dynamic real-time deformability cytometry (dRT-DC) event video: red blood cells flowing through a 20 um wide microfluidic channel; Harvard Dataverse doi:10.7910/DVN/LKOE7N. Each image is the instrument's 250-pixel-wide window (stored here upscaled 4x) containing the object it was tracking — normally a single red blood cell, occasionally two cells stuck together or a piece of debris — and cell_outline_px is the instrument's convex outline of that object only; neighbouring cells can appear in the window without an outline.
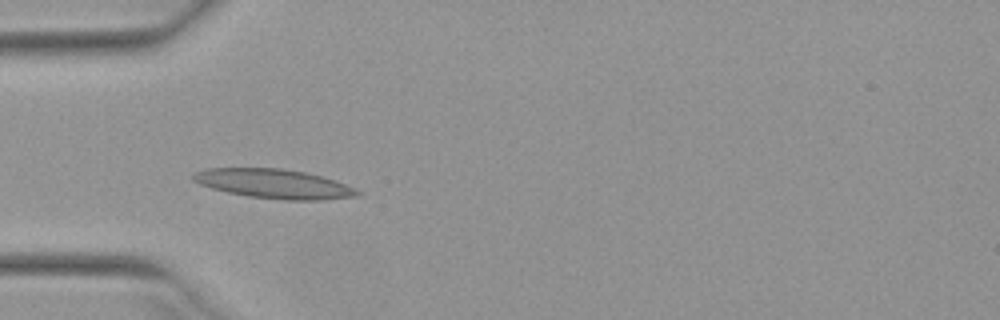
{"species": "Egyptian fruit bat (a non-hibernating species)", "species_latin": "Rousettus aegyptiacus", "temperature_condition": "warm", "stored_images_in_passage": 36, "camera_frame_rate_fps": 3000, "um_per_image_px": 0.085, "animal": {"sex": "female"}, "frame": {"image": 1, "passage_image": 1, "time_ms": 0.0, "image_size_px": [1000, 320], "cell_outline_px": [[360, 196], [324, 200], [284, 200], [248, 196], [228, 192], [212, 188], [200, 184], [192, 180], [192, 172], [208, 168], [280, 168], [304, 172], [336, 180], [360, 192]], "centroid_in_image_um": [23.26, 15.62], "position_along_channel_um": 61.7, "area_um2": 27.98}}
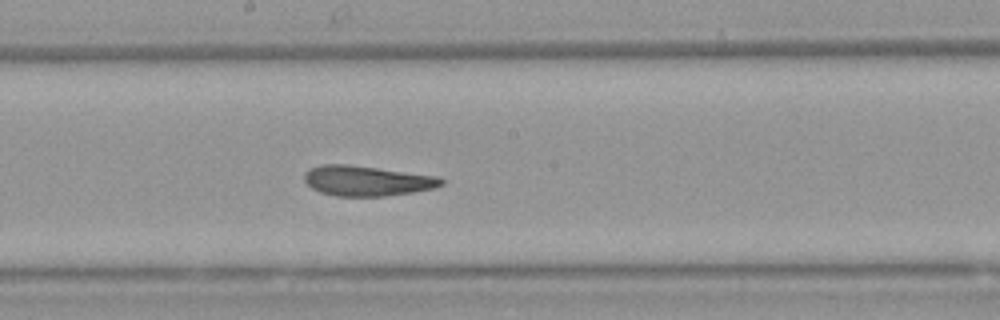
{"frame": {"image": 2, "passage_image": 13, "time_ms": 4.0, "image_size_px": [1000, 320], "cell_outline_px": [[444, 184], [436, 188], [412, 192], [384, 196], [336, 196], [320, 192], [312, 188], [304, 180], [304, 172], [320, 164], [348, 164], [436, 176], [444, 180]], "centroid_in_image_um": [31.17, 15.37], "position_along_channel_um": 217.0, "area_um2": 23.99}}
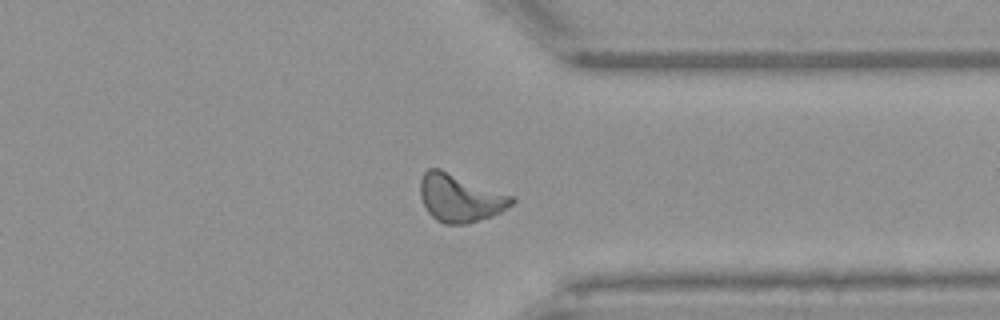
{"frame": {"image": 3, "passage_image": 25, "time_ms": 8.0, "image_size_px": [1000, 320], "cell_outline_px": [[516, 200], [512, 204], [500, 212], [492, 216], [468, 224], [444, 224], [436, 220], [428, 212], [420, 196], [420, 180], [424, 172], [428, 168], [440, 168], [516, 196]], "centroid_in_image_um": [39.12, 16.82], "position_along_channel_um": 372.3, "area_um2": 25.84}, "authors_computed_cell_mechanics": {"area_um2": 24.2182, "velocity_mm_per_s": 3.945, "shape_relaxation_time_tau1_ms": null, "shape_relaxation_time_tau2_ms": 3.7572, "deformation_change_tau1": null, "deformation_change_tau2": 0.1289}}